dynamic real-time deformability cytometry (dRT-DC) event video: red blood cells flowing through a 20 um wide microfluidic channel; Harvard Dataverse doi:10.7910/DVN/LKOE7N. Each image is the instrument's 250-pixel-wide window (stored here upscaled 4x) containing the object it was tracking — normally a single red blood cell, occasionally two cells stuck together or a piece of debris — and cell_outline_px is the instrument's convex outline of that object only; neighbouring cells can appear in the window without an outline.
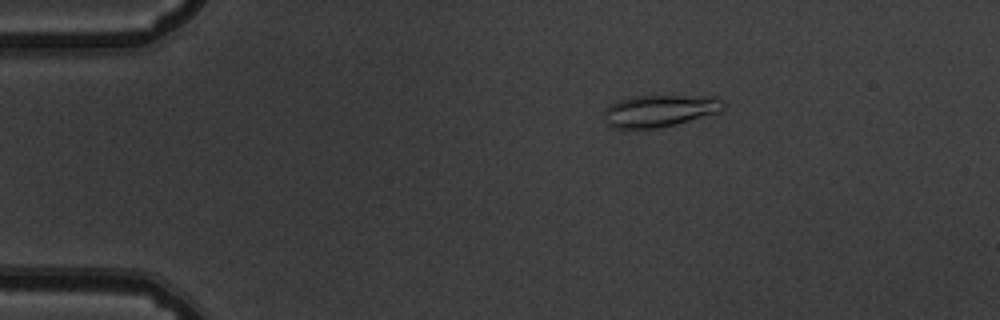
{"species": "common noctule bat (a hibernating species)", "species_latin": "Nyctalus noctula", "temperature_condition": "warm", "stored_images_in_passage": 53, "camera_frame_rate_fps": 3000, "um_per_image_px": 0.085, "animal": {"sex": "male", "body_mass_g": 19.5, "forearm_length_mm": 54.6}, "frame": {"image": 1, "passage_image": 10, "time_ms": 3.0, "image_size_px": [1000, 320], "cell_outline_px": [[728, 104], [720, 112], [676, 124], [656, 128], [612, 128], [604, 120], [604, 108], [608, 104], [620, 100], [636, 96], [716, 96], [724, 100]], "centroid_in_image_um": [56.11, 9.41], "position_along_channel_um": 28.9, "area_um2": 22.48}}
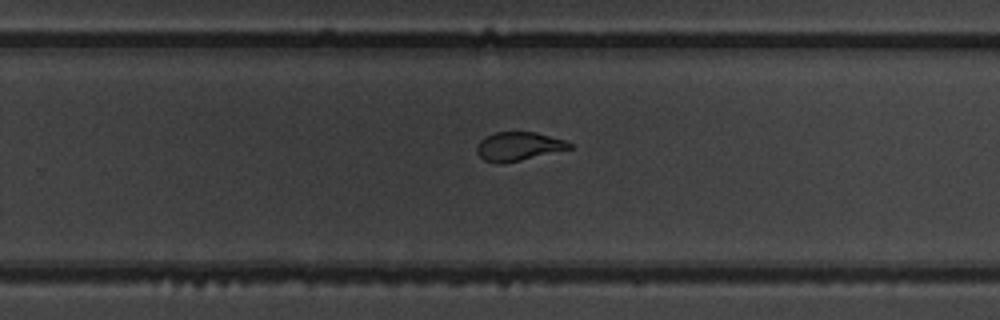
{"frame": {"image": 2, "passage_image": 35, "time_ms": 11.333, "image_size_px": [1000, 320], "cell_outline_px": [[572, 148], [520, 160], [496, 164], [484, 160], [476, 152], [476, 148], [480, 140], [484, 136], [496, 132], [536, 132], [564, 140], [572, 144]], "centroid_in_image_um": [44.03, 12.43], "position_along_channel_um": 285.8, "area_um2": 15.37}}
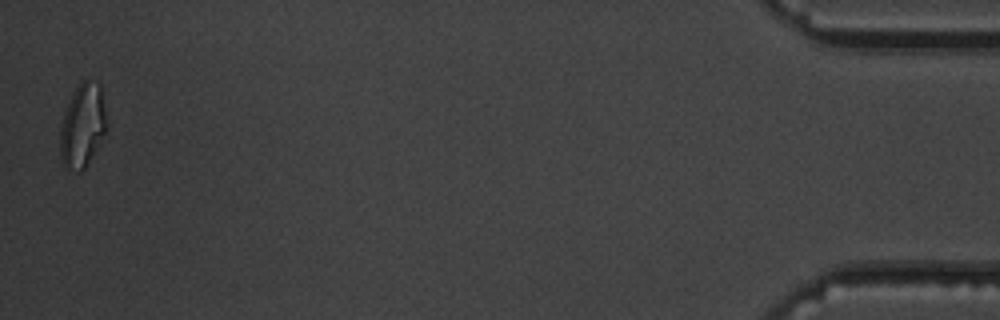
{"frame": {"image": 3, "passage_image": 53, "time_ms": 17.333, "image_size_px": [1000, 320], "cell_outline_px": [[108, 128], [84, 168], [80, 172], [76, 172], [68, 168], [64, 164], [60, 152], [60, 128], [64, 112], [76, 88], [84, 80], [100, 80], [108, 120]], "centroid_in_image_um": [7.06, 10.62], "position_along_channel_um": 428.1, "area_um2": 22.72}, "authors_computed_cell_mechanics": {"area_um2": 17.4556, "velocity_mm_per_s": 3.8354, "shape_relaxation_time_tau1_ms": 5.6081, "shape_relaxation_time_tau2_ms": 1.7403, "deformation_change_tau1": 0.1901, "deformation_change_tau2": 0.0699}}